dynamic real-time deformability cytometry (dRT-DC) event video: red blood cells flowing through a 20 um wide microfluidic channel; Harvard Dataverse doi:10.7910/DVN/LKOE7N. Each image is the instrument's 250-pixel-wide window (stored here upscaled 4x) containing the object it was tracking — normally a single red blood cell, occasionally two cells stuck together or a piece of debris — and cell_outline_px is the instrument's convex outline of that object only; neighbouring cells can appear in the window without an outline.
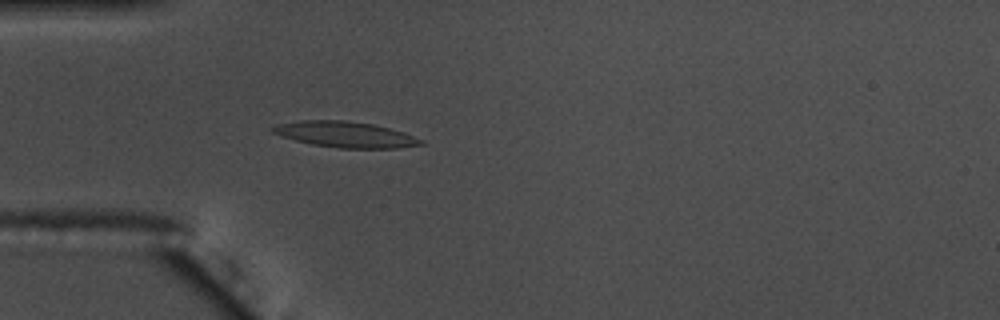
{"species": "common noctule bat (a hibernating species)", "species_latin": "Nyctalus noctula", "temperature_condition": "warm", "stored_images_in_passage": 56, "camera_frame_rate_fps": 3000, "um_per_image_px": 0.085, "animal": {"sex": "male", "body_mass_g": 17.5, "forearm_length_mm": 52.3}, "frame": {"image": 1, "passage_image": 17, "time_ms": 5.333, "image_size_px": [1000, 320], "cell_outline_px": [[424, 144], [400, 148], [340, 148], [312, 144], [280, 136], [272, 132], [272, 128], [276, 124], [300, 120], [344, 120], [372, 124], [404, 132], [424, 140]], "centroid_in_image_um": [29.36, 11.43], "position_along_channel_um": 55.6, "area_um2": 22.25}}
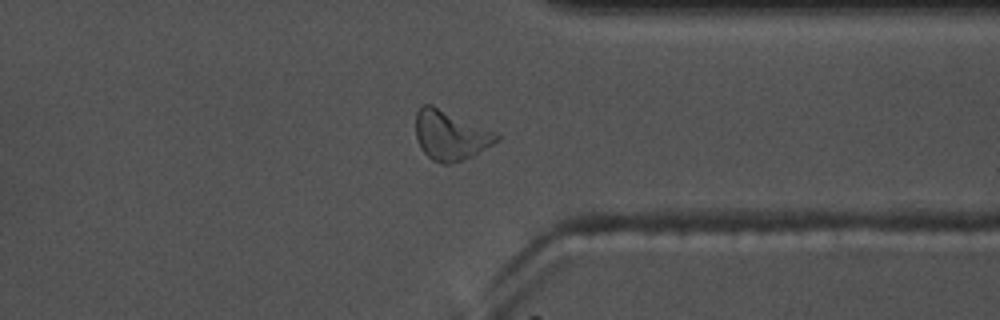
{"frame": {"image": 2, "passage_image": 44, "time_ms": 14.333, "image_size_px": [1000, 320], "cell_outline_px": [[500, 140], [472, 156], [452, 164], [444, 164], [432, 160], [420, 148], [416, 140], [416, 112], [420, 104], [432, 104], [496, 132], [500, 136]], "centroid_in_image_um": [38.26, 11.49], "position_along_channel_um": 373.1, "area_um2": 23.52}}
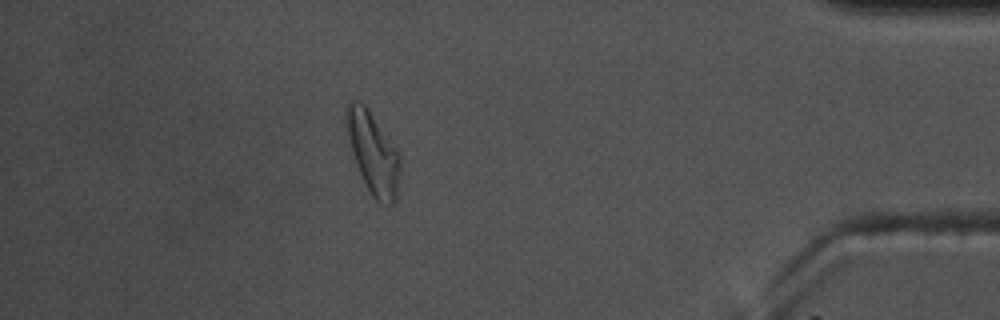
{"frame": {"image": 3, "passage_image": 50, "time_ms": 16.333, "image_size_px": [1000, 320], "cell_outline_px": [[400, 176], [396, 200], [392, 204], [380, 204], [372, 196], [356, 164], [352, 152], [344, 120], [344, 112], [348, 104], [352, 100], [360, 100], [368, 108], [400, 152]], "centroid_in_image_um": [31.72, 12.97], "position_along_channel_um": 403.5, "area_um2": 25.84}, "authors_computed_cell_mechanics": {"area_um2": 21.0103, "velocity_mm_per_s": 3.6283, "shape_relaxation_time_tau1_ms": null, "shape_relaxation_time_tau2_ms": 3.6813, "deformation_change_tau1": null, "deformation_change_tau2": 0.1326}}